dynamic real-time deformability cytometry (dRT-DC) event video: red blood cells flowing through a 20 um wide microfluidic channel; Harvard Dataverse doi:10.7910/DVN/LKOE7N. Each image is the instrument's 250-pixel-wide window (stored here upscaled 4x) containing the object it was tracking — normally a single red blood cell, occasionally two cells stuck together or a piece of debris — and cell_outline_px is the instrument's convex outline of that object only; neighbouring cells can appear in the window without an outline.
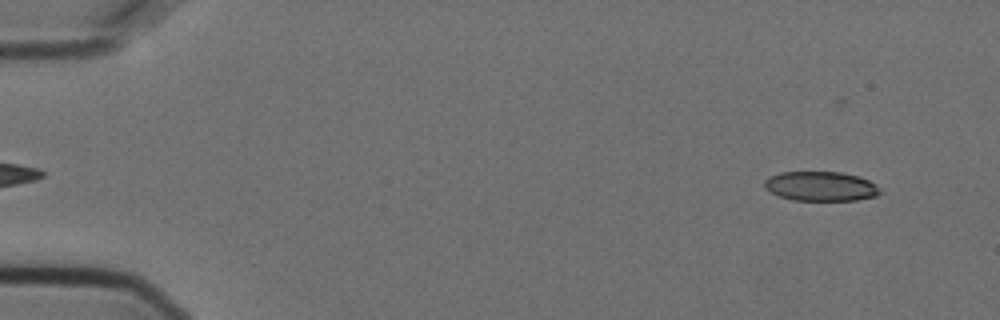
{"species": "Egyptian fruit bat (a non-hibernating species)", "species_latin": "Rousettus aegyptiacus", "temperature_condition": "cold", "stored_images_in_passage": 6, "camera_frame_rate_fps": 3000, "um_per_image_px": 0.085, "animal": {"sex": "female"}, "frame": {"image": 1, "passage_image": 1, "time_ms": 0.0, "image_size_px": [1000, 320], "cell_outline_px": [[880, 192], [876, 196], [856, 200], [792, 200], [780, 196], [764, 188], [764, 180], [780, 172], [840, 172], [860, 176], [876, 184]], "centroid_in_image_um": [69.77, 15.83], "position_along_channel_um": 15.2, "area_um2": 19.77}}
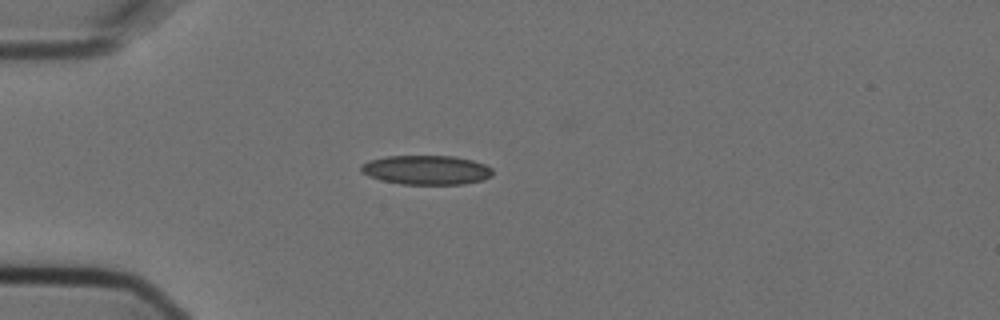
{"frame": {"image": 2, "passage_image": 4, "time_ms": 1.0, "image_size_px": [1000, 320], "cell_outline_px": [[492, 176], [484, 180], [464, 184], [400, 184], [380, 180], [368, 176], [360, 172], [360, 164], [368, 160], [384, 156], [452, 156], [472, 160], [484, 164], [492, 168]], "centroid_in_image_um": [36.2, 14.45], "position_along_channel_um": 48.8, "area_um2": 22.72}}
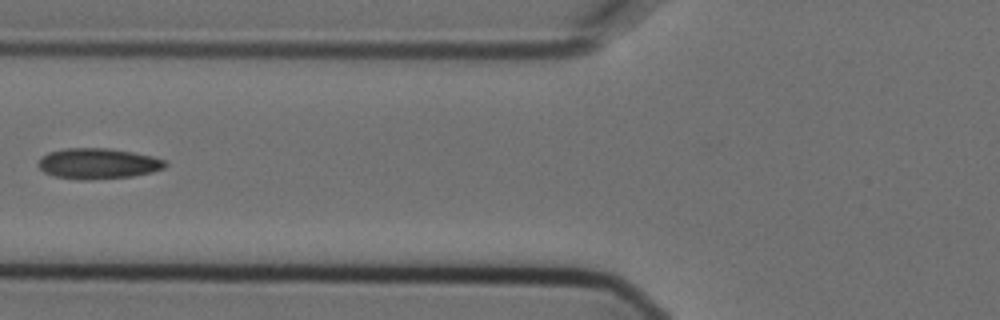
{"frame": {"image": 3, "passage_image": 6, "time_ms": 1.667, "image_size_px": [1000, 320], "cell_outline_px": [[168, 164], [164, 168], [152, 172], [132, 176], [88, 180], [80, 180], [56, 176], [44, 172], [36, 164], [40, 156], [48, 152], [64, 148], [108, 148], [132, 152], [152, 156], [164, 160]], "centroid_in_image_um": [8.29, 13.9], "position_along_channel_um": 117.5, "area_um2": 22.77}}